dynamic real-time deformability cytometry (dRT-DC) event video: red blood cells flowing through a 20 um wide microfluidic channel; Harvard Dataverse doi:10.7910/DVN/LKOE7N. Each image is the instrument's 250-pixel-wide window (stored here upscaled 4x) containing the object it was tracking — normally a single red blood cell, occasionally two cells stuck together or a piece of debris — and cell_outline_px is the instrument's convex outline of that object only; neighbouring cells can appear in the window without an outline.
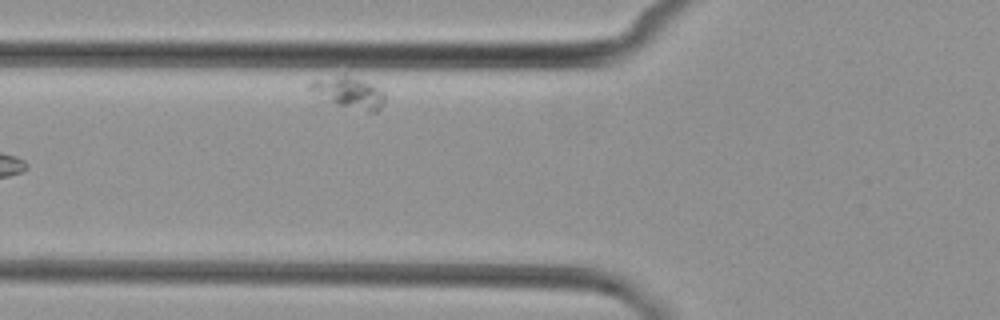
{"species": "common noctule bat (a hibernating species)", "species_latin": "Nyctalus noctula", "temperature_condition": "cold", "stored_images_in_passage": 5, "camera_frame_rate_fps": 3000, "um_per_image_px": 0.085, "animal": {"sex": "female", "body_mass_g": 29.2, "forearm_length_mm": 56.3}, "frame": {"image": 1, "passage_image": 5, "time_ms": 5.333, "image_size_px": [1000, 320], "cell_outline_px": [[384, 100], [380, 108], [376, 112], [368, 112], [336, 104], [308, 88], [308, 84], [312, 80], [344, 72], [384, 88]], "centroid_in_image_um": [29.71, 7.8], "position_along_channel_um": 96.1, "area_um2": 13.99}}